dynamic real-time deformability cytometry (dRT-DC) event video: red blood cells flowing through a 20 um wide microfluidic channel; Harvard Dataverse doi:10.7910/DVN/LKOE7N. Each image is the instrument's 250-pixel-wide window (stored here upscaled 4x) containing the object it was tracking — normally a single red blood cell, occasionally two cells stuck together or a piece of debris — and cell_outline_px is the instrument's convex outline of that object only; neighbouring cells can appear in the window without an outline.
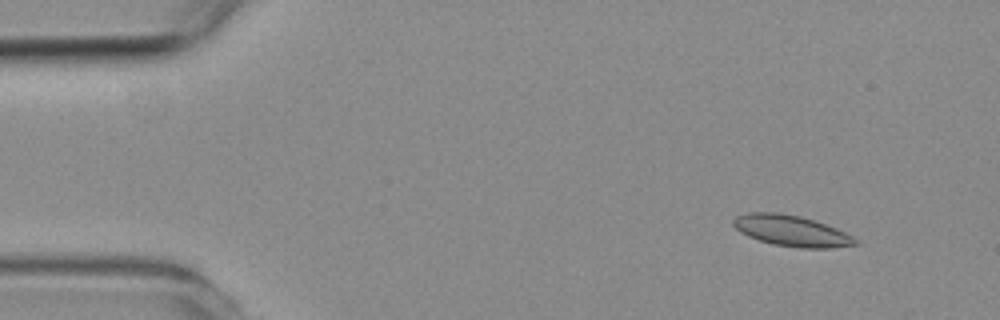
{"species": "common noctule bat (a hibernating species)", "species_latin": "Nyctalus noctula", "temperature_condition": "room temperature", "stored_images_in_passage": 4, "camera_frame_rate_fps": 3000, "um_per_image_px": 0.085, "animal": {"sex": "female", "body_mass_g": 19.3, "forearm_length_mm": 54.1}, "frame": {"image": 1, "passage_image": 1, "time_ms": 0.0, "image_size_px": [1000, 320], "cell_outline_px": [[860, 244], [832, 248], [800, 248], [772, 244], [748, 236], [740, 232], [732, 224], [732, 220], [736, 216], [748, 212], [776, 212], [800, 216], [836, 228], [852, 236]], "centroid_in_image_um": [67.25, 19.62], "position_along_channel_um": 17.8, "area_um2": 21.91}}